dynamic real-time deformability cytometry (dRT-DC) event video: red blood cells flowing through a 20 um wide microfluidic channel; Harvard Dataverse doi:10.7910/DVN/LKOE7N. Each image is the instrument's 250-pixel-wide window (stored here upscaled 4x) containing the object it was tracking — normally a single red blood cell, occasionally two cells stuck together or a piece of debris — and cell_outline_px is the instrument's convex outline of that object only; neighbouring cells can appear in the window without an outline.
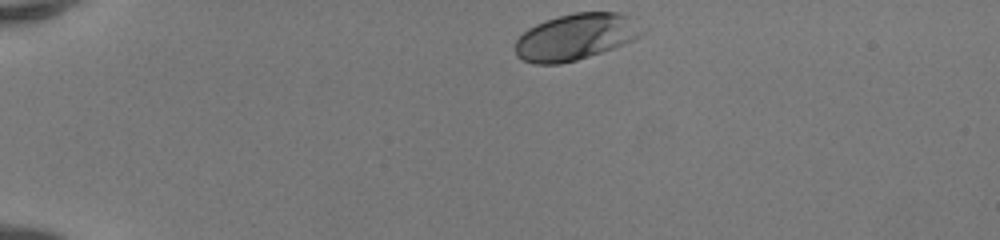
{"species": "human", "species_latin": "Homo sapiens", "temperature_condition": "room temperature", "stored_images_in_passage": 35, "camera_frame_rate_fps": 3000, "um_per_image_px": 0.085, "donor": {"sex": "female"}, "frame": {"image": 1, "passage_image": 1, "time_ms": 0.0, "image_size_px": [1000, 240], "cell_outline_px": [[648, 28], [640, 36], [624, 44], [576, 60], [560, 64], [536, 64], [520, 60], [516, 56], [516, 40], [528, 28], [536, 24], [556, 16], [576, 12], [620, 12], [628, 16]], "centroid_in_image_um": [48.95, 3.12], "position_along_channel_um": 36.0, "area_um2": 34.45}}
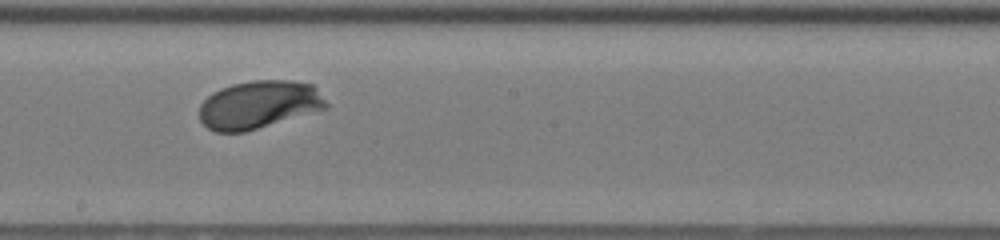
{"frame": {"image": 2, "passage_image": 20, "time_ms": 6.333, "image_size_px": [1000, 240], "cell_outline_px": [[328, 108], [244, 132], [216, 132], [208, 128], [200, 120], [200, 104], [212, 92], [220, 88], [232, 84], [252, 80], [292, 80], [312, 84], [316, 88], [328, 104]], "centroid_in_image_um": [22.0, 8.89], "position_along_channel_um": 226.2, "area_um2": 35.43}}
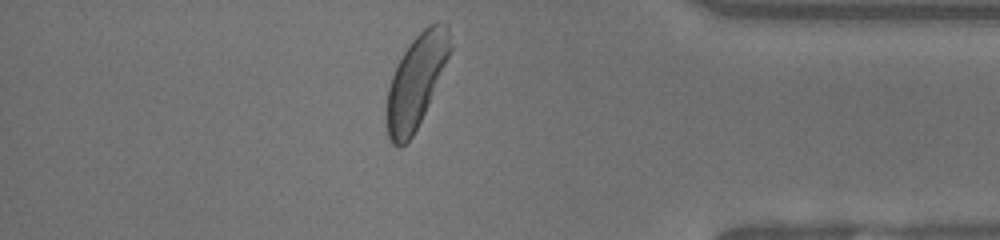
{"frame": {"image": 3, "passage_image": 34, "time_ms": 11.0, "image_size_px": [1000, 240], "cell_outline_px": [[452, 48], [428, 104], [412, 136], [400, 148], [392, 144], [388, 136], [388, 88], [392, 76], [404, 52], [412, 40], [428, 24], [436, 20], [448, 24], [452, 44]], "centroid_in_image_um": [35.41, 6.83], "position_along_channel_um": 399.8, "area_um2": 33.41}, "authors_computed_cell_mechanics": {"area_um2": 34.4488, "velocity_mm_per_s": 4.1314, "shape_relaxation_time_tau1_ms": 1.0483, "shape_relaxation_time_tau2_ms": null, "deformation_change_tau1": 0.1123, "deformation_change_tau2": null}}